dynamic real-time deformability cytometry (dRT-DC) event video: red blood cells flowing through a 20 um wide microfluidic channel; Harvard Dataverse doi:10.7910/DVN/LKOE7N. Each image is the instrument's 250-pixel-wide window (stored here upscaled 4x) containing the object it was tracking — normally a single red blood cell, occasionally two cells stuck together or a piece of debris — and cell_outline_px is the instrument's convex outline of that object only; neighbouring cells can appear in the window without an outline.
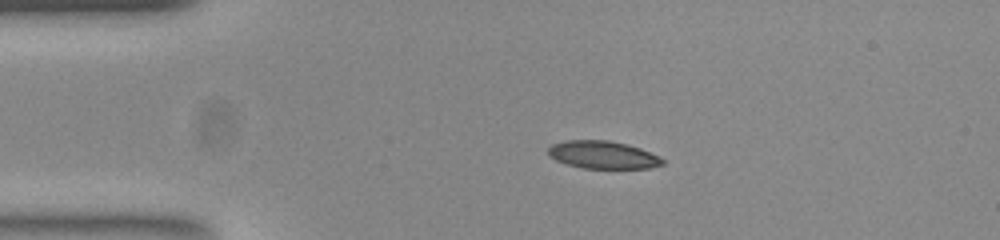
{"species": "common noctule bat (a hibernating species)", "species_latin": "Nyctalus noctula", "temperature_condition": "room temperature", "stored_images_in_passage": 43, "camera_frame_rate_fps": 3000, "um_per_image_px": 0.085, "animal": {"sex": "female", "body_mass_g": 23.0, "forearm_length_mm": 53.4}, "frame": {"image": 1, "passage_image": 1, "time_ms": 0.0, "image_size_px": [1000, 240], "cell_outline_px": [[664, 164], [648, 168], [584, 168], [568, 164], [556, 160], [548, 156], [548, 148], [552, 144], [564, 140], [608, 140], [628, 144], [640, 148], [664, 160]], "centroid_in_image_um": [51.2, 13.15], "position_along_channel_um": 33.8, "area_um2": 18.32}}
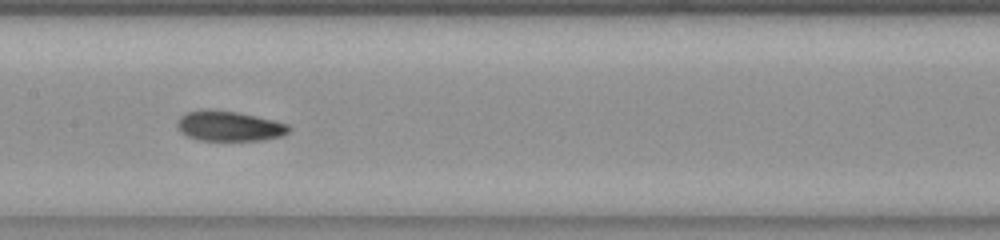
{"frame": {"image": 2, "passage_image": 16, "time_ms": 5.0, "image_size_px": [1000, 240], "cell_outline_px": [[292, 128], [288, 132], [280, 136], [260, 140], [200, 140], [188, 136], [180, 132], [176, 124], [180, 116], [184, 112], [208, 108], [236, 112], [256, 116], [288, 124]], "centroid_in_image_um": [19.43, 10.7], "position_along_channel_um": 188.0, "area_um2": 19.59}}
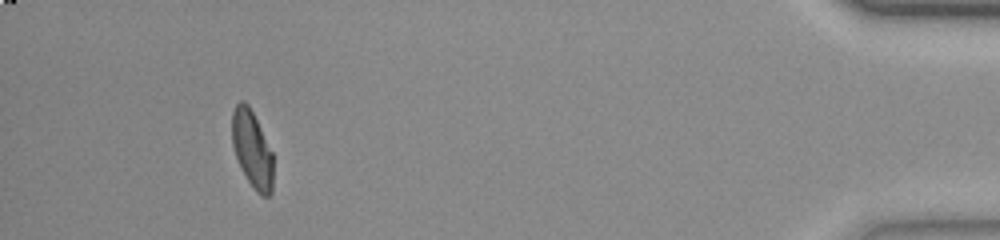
{"frame": {"image": 3, "passage_image": 39, "time_ms": 12.667, "image_size_px": [1000, 240], "cell_outline_px": [[272, 192], [268, 196], [260, 196], [256, 192], [248, 180], [236, 156], [232, 144], [232, 112], [236, 104], [240, 100], [244, 100], [248, 104], [272, 152]], "centroid_in_image_um": [21.42, 12.68], "position_along_channel_um": 413.8, "area_um2": 18.09}, "authors_computed_cell_mechanics": {"area_um2": 19.2474, "velocity_mm_per_s": 3.8526, "shape_relaxation_time_tau1_ms": 10.125, "shape_relaxation_time_tau2_ms": 4.5538, "deformation_change_tau1": 0.2559, "deformation_change_tau2": 0.1081}}